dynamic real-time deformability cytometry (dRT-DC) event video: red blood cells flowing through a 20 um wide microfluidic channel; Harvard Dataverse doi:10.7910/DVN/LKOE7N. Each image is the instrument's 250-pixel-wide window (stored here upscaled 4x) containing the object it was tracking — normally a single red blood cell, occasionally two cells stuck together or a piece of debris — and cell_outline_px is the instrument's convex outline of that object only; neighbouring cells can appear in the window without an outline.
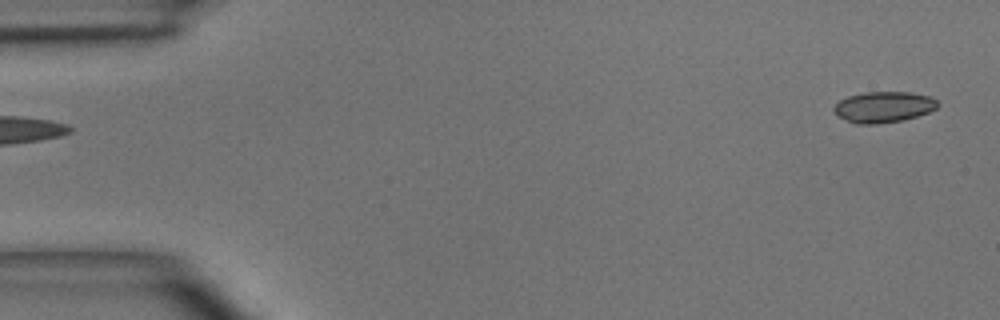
{"species": "common noctule bat (a hibernating species)", "species_latin": "Nyctalus noctula", "temperature_condition": "room temperature", "stored_images_in_passage": 5, "camera_frame_rate_fps": 3000, "um_per_image_px": 0.085, "animal": {"sex": "male", "body_mass_g": 15.6}, "frame": {"image": 1, "passage_image": 1, "time_ms": 0.0, "image_size_px": [1000, 320], "cell_outline_px": [[940, 104], [936, 108], [928, 112], [904, 120], [876, 124], [856, 124], [840, 116], [832, 108], [840, 100], [848, 96], [864, 92], [908, 92], [928, 96], [936, 100]], "centroid_in_image_um": [75.11, 9.09], "position_along_channel_um": 9.9, "area_um2": 18.5}}